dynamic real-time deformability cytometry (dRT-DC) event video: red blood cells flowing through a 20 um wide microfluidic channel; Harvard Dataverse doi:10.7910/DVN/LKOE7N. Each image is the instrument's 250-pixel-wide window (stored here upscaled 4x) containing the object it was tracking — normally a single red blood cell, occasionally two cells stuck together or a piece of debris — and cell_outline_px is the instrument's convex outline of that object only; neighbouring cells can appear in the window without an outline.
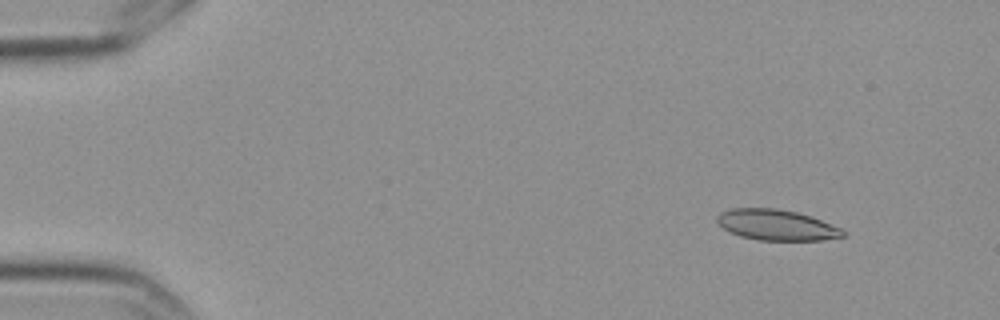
{"species": "Egyptian fruit bat (a non-hibernating species)", "species_latin": "Rousettus aegyptiacus", "temperature_condition": "cold", "stored_images_in_passage": 5, "camera_frame_rate_fps": 3000, "um_per_image_px": 0.085, "frame": {"image": 1, "passage_image": 2, "time_ms": 0.333, "image_size_px": [1000, 320], "cell_outline_px": [[844, 236], [820, 240], [756, 240], [740, 236], [728, 232], [716, 220], [716, 216], [720, 212], [732, 208], [776, 208], [796, 212], [812, 216], [840, 228], [844, 232]], "centroid_in_image_um": [65.96, 19.11], "position_along_channel_um": 19.0, "area_um2": 22.48}}
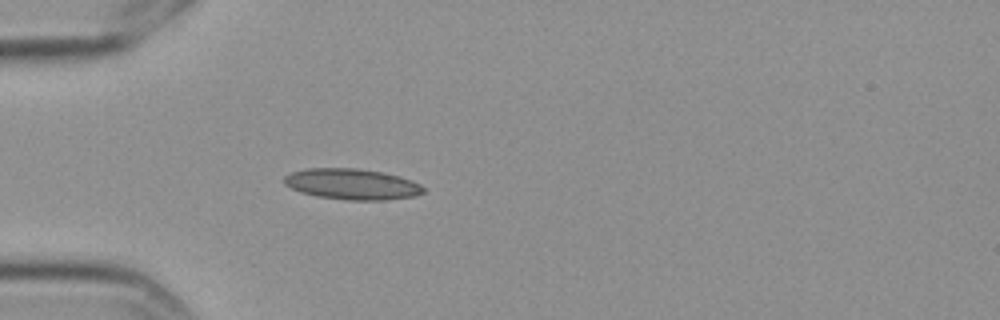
{"frame": {"image": 2, "passage_image": 5, "time_ms": 1.333, "image_size_px": [1000, 320], "cell_outline_px": [[424, 192], [416, 196], [384, 200], [344, 200], [316, 196], [300, 192], [284, 184], [284, 176], [292, 172], [308, 168], [356, 168], [384, 172], [400, 176], [412, 180], [420, 184], [424, 188]], "centroid_in_image_um": [29.94, 15.65], "position_along_channel_um": 55.1, "area_um2": 25.2}}